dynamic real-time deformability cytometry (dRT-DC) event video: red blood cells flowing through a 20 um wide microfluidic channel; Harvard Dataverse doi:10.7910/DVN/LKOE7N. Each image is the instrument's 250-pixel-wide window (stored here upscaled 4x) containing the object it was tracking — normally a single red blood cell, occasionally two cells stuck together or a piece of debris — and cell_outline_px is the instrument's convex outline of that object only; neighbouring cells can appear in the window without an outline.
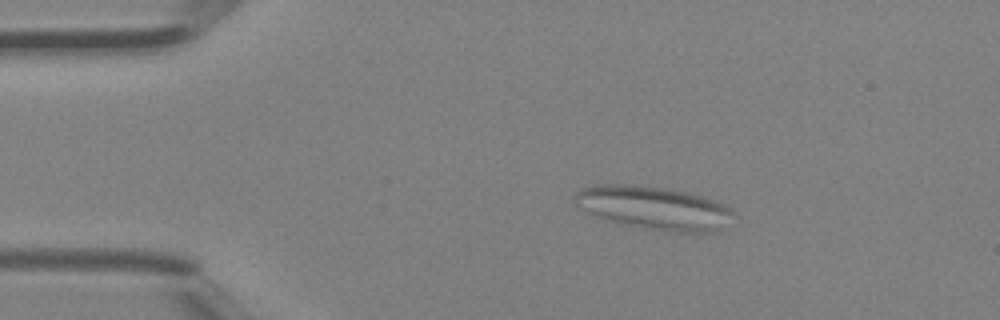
{"species": "Egyptian fruit bat (a non-hibernating species)", "species_latin": "Rousettus aegyptiacus", "temperature_condition": "room temperature", "stored_images_in_passage": 3, "camera_frame_rate_fps": 3000, "um_per_image_px": 0.085, "animal": {"sex": "female"}, "frame": {"image": 1, "passage_image": 1, "time_ms": 0.0, "image_size_px": [1000, 320], "cell_outline_px": [[736, 212], [720, 232], [672, 232], [644, 228], [620, 224], [596, 216], [588, 212], [576, 204], [572, 200], [572, 196], [580, 188], [596, 184], [632, 184], [668, 188], [688, 192], [704, 196], [716, 200], [732, 208]], "centroid_in_image_um": [55.61, 17.66], "position_along_channel_um": 29.4, "area_um2": 40.69}}
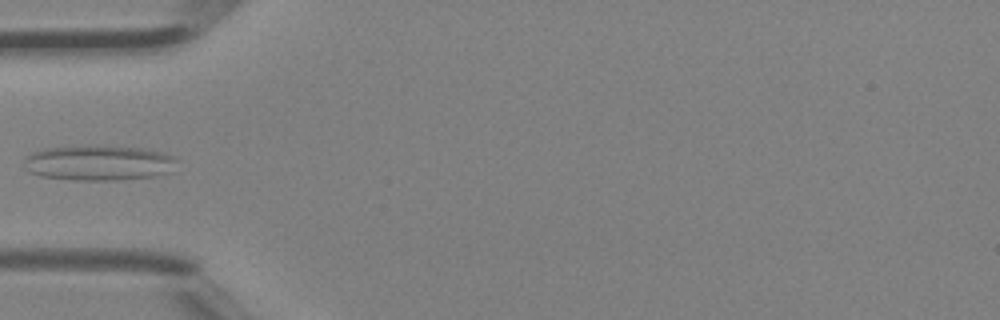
{"frame": {"image": 2, "passage_image": 3, "time_ms": 0.667, "image_size_px": [1000, 320], "cell_outline_px": [[176, 160], [172, 172], [156, 176], [116, 180], [72, 180], [40, 176], [28, 172], [24, 168], [24, 156], [32, 152], [44, 148], [88, 144], [104, 144], [140, 148], [164, 152], [172, 156]], "centroid_in_image_um": [8.34, 13.82], "position_along_channel_um": 76.7, "area_um2": 32.31}}